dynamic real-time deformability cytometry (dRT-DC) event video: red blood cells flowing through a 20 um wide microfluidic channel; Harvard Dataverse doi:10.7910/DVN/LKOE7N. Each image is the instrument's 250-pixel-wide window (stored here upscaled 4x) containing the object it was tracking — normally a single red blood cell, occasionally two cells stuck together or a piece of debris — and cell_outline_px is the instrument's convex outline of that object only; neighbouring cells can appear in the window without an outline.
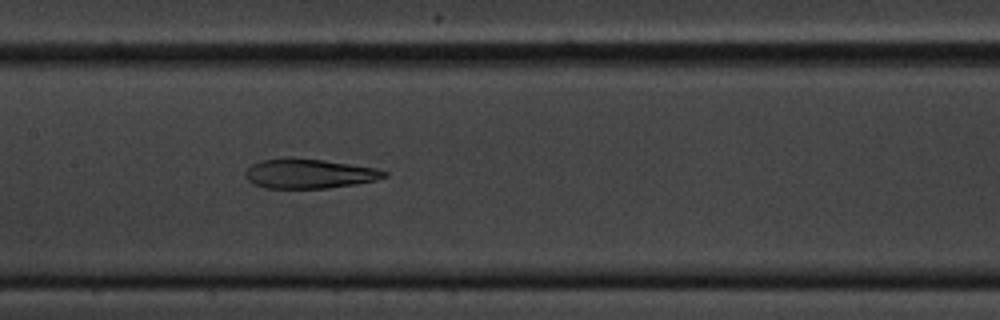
{"species": "common noctule bat (a hibernating species)", "species_latin": "Nyctalus noctula", "temperature_condition": "cold", "stored_images_in_passage": 56, "camera_frame_rate_fps": 3000, "um_per_image_px": 0.085, "animal": {"sex": "male", "body_mass_g": 20.1, "forearm_length_mm": 53.5}, "frame": {"image": 1, "passage_image": 26, "time_ms": 8.333, "image_size_px": [1000, 320], "cell_outline_px": [[388, 176], [376, 180], [356, 184], [324, 188], [264, 188], [252, 184], [244, 176], [244, 172], [252, 164], [260, 160], [292, 156], [324, 160], [376, 168], [388, 172]], "centroid_in_image_um": [26.24, 14.74], "position_along_channel_um": 181.2, "area_um2": 24.28}}
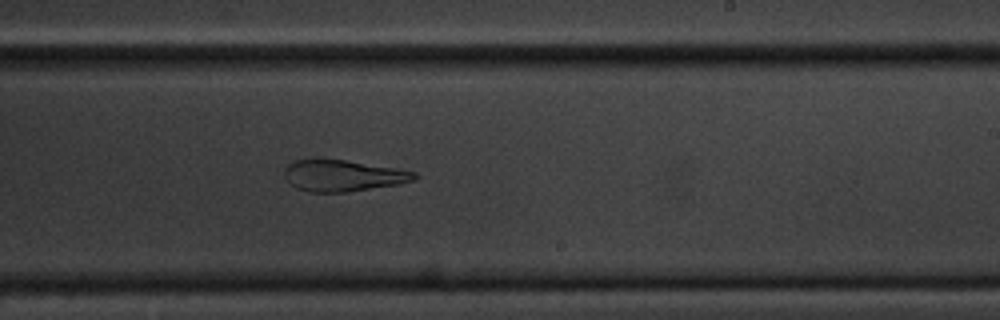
{"frame": {"image": 2, "passage_image": 33, "time_ms": 10.667, "image_size_px": [1000, 320], "cell_outline_px": [[420, 176], [416, 180], [400, 184], [348, 192], [308, 192], [296, 188], [284, 176], [284, 168], [288, 164], [296, 160], [312, 156], [316, 156], [344, 160], [396, 168], [416, 172]], "centroid_in_image_um": [29.13, 14.9], "position_along_channel_um": 259.9, "area_um2": 24.45}}
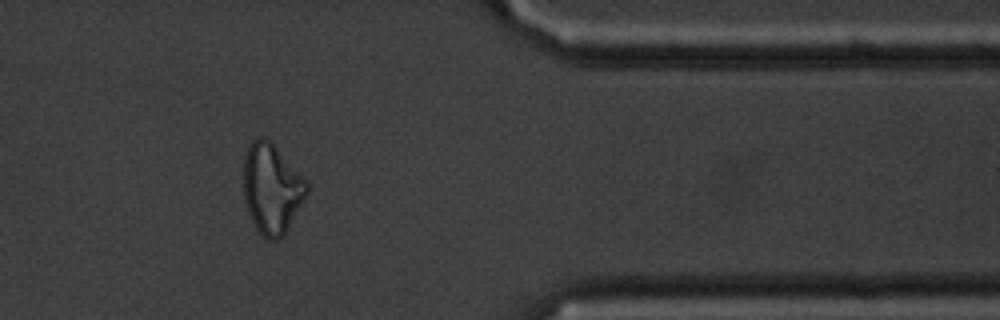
{"frame": {"image": 3, "passage_image": 46, "time_ms": 15.0, "image_size_px": [1000, 320], "cell_outline_px": [[308, 192], [284, 232], [276, 240], [268, 240], [256, 228], [248, 212], [244, 200], [244, 156], [252, 140], [260, 136], [264, 136], [272, 144], [308, 184]], "centroid_in_image_um": [23.05, 16.02], "position_along_channel_um": 388.4, "area_um2": 32.02}, "authors_computed_cell_mechanics": {"area_um2": 26.7036, "velocity_mm_per_s": 3.3962, "shape_relaxation_time_tau1_ms": null, "shape_relaxation_time_tau2_ms": 4.3432, "deformation_change_tau1": null, "deformation_change_tau2": 0.1471}}